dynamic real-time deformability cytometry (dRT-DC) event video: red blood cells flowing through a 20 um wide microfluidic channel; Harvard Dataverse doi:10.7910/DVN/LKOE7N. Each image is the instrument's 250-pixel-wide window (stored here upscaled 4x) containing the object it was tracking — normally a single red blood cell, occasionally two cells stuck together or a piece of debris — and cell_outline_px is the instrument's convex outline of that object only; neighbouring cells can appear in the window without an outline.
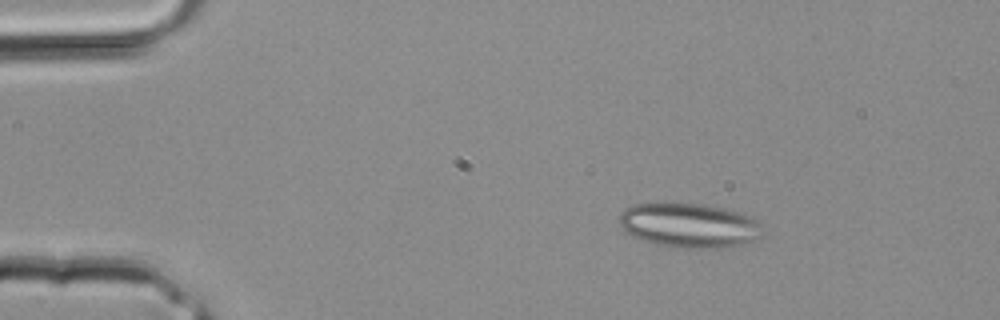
{"species": "common noctule bat (a hibernating species)", "species_latin": "Nyctalus noctula", "temperature_condition": "room temperature", "stored_images_in_passage": 2, "camera_frame_rate_fps": 3000, "um_per_image_px": 0.085, "animal": {"sex": "male", "body_mass_g": 20.4}, "frame": {"image": 1, "passage_image": 1, "time_ms": 0.0, "image_size_px": [1000, 320], "cell_outline_px": [[764, 236], [756, 240], [740, 244], [720, 248], [676, 248], [656, 244], [632, 236], [620, 224], [620, 212], [624, 208], [632, 204], [664, 200], [672, 200], [704, 204], [724, 208], [752, 216], [764, 224]], "centroid_in_image_um": [58.61, 19.11], "position_along_channel_um": 26.4, "area_um2": 38.55}}